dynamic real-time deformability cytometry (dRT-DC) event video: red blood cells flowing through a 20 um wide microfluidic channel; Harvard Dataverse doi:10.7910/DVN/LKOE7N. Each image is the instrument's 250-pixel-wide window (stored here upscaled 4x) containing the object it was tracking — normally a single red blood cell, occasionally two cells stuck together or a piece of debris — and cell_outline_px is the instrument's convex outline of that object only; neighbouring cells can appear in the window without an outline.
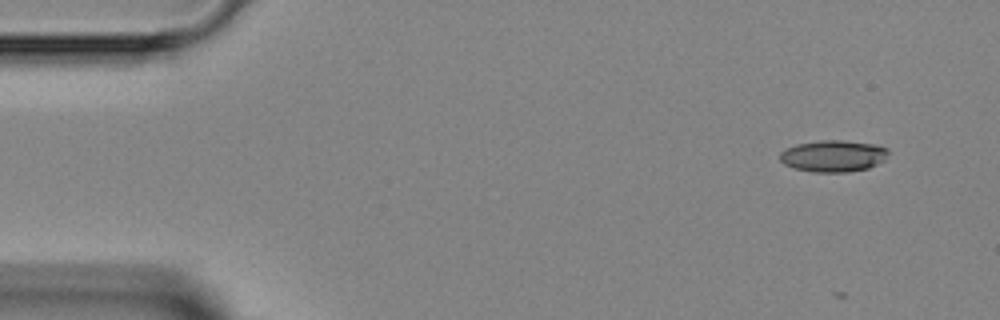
{"species": "Egyptian fruit bat (a non-hibernating species)", "species_latin": "Rousettus aegyptiacus", "temperature_condition": "room temperature", "stored_images_in_passage": 4, "camera_frame_rate_fps": 3000, "um_per_image_px": 0.085, "animal": {"sex": "female"}, "frame": {"image": 1, "passage_image": 1, "time_ms": 0.0, "image_size_px": [1000, 320], "cell_outline_px": [[888, 152], [884, 160], [868, 168], [848, 172], [812, 172], [792, 168], [784, 164], [780, 160], [780, 152], [784, 148], [796, 144], [820, 140], [844, 140], [876, 144], [888, 148]], "centroid_in_image_um": [70.8, 13.25], "position_along_channel_um": 14.2, "area_um2": 20.23}}
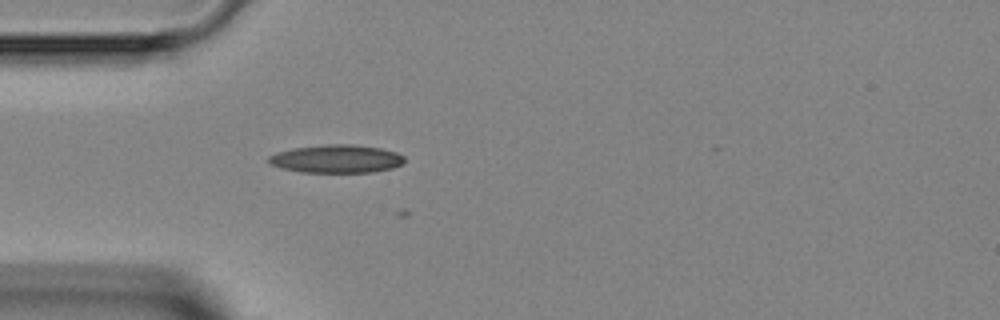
{"frame": {"image": 2, "passage_image": 4, "time_ms": 3.333, "image_size_px": [1000, 320], "cell_outline_px": [[404, 164], [392, 168], [372, 172], [300, 172], [280, 168], [268, 164], [268, 156], [276, 152], [292, 148], [324, 144], [352, 144], [380, 148], [396, 152], [404, 156]], "centroid_in_image_um": [28.57, 13.5], "position_along_channel_um": 56.4, "area_um2": 22.48}}